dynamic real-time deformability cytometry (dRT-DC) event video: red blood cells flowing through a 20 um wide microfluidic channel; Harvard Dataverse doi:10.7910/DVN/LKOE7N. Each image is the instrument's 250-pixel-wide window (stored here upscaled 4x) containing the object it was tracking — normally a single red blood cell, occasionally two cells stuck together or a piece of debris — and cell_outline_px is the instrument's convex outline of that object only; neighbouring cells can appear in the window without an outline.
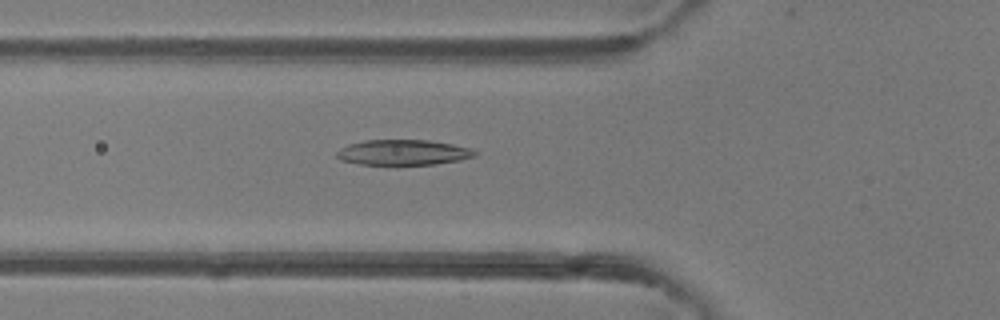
{"species": "common noctule bat (a hibernating species)", "species_latin": "Nyctalus noctula", "temperature_condition": "room temperature", "stored_images_in_passage": 38, "camera_frame_rate_fps": 3000, "um_per_image_px": 0.085, "animal": {"sex": "female"}, "frame": {"image": 1, "passage_image": 8, "time_ms": 2.333, "image_size_px": [1000, 320], "cell_outline_px": [[480, 152], [476, 156], [460, 160], [436, 164], [360, 164], [340, 160], [336, 156], [336, 152], [340, 148], [348, 144], [364, 140], [428, 140], [452, 144], [472, 148]], "centroid_in_image_um": [34.3, 12.95], "position_along_channel_um": 91.5, "area_um2": 20.52}}
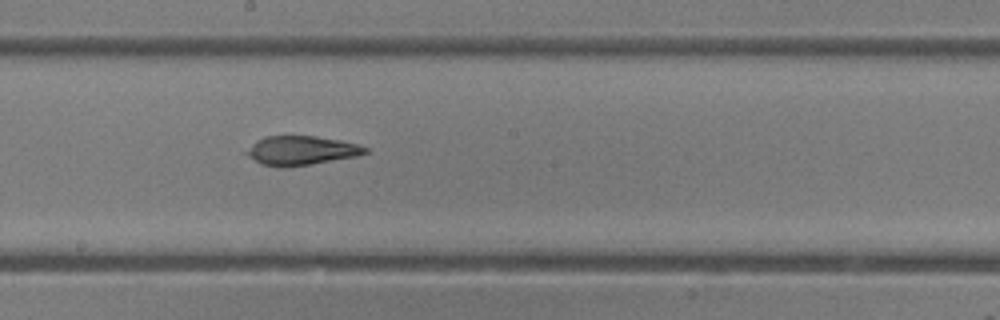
{"frame": {"image": 2, "passage_image": 17, "time_ms": 5.333, "image_size_px": [1000, 320], "cell_outline_px": [[368, 152], [356, 156], [312, 164], [280, 168], [276, 168], [260, 164], [240, 152], [256, 140], [268, 136], [316, 136], [340, 140], [356, 144], [368, 148]], "centroid_in_image_um": [25.5, 12.81], "position_along_channel_um": 222.7, "area_um2": 20.46}}
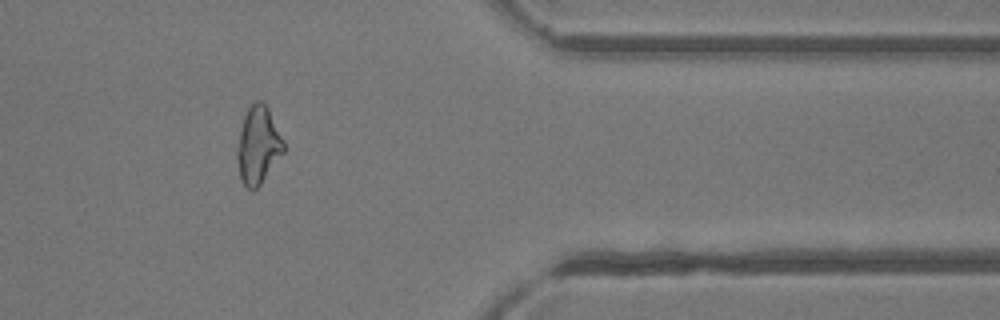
{"frame": {"image": 3, "passage_image": 30, "time_ms": 9.667, "image_size_px": [1000, 320], "cell_outline_px": [[284, 152], [260, 184], [252, 192], [244, 184], [240, 176], [236, 156], [236, 152], [240, 128], [244, 116], [248, 108], [256, 100], [260, 100], [268, 108], [284, 140]], "centroid_in_image_um": [21.93, 12.34], "position_along_channel_um": 389.5, "area_um2": 20.81}, "authors_computed_cell_mechanics": {"area_um2": 20.8369, "velocity_mm_per_s": 4.3381, "shape_relaxation_time_tau1_ms": null, "shape_relaxation_time_tau2_ms": 0.494, "deformation_change_tau1": null, "deformation_change_tau2": 0.0616}}